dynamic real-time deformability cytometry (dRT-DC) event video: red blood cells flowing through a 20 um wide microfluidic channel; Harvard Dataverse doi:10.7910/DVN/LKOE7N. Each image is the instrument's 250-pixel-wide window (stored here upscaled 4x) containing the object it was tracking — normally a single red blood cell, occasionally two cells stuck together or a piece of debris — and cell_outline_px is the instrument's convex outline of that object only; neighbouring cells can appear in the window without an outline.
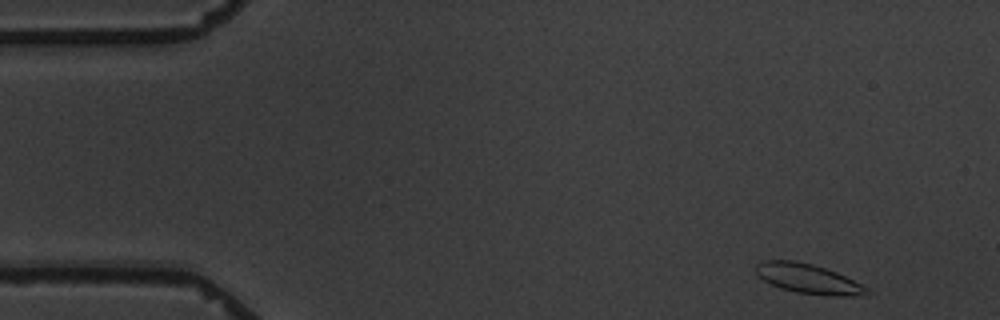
{"species": "common noctule bat (a hibernating species)", "species_latin": "Nyctalus noctula", "temperature_condition": "warm", "stored_images_in_passage": 3, "camera_frame_rate_fps": 3000, "um_per_image_px": 0.085, "animal": {"sex": "male", "body_mass_g": 19.5, "forearm_length_mm": 54.6}, "frame": {"image": 1, "passage_image": 1, "time_ms": 0.0, "image_size_px": [1000, 320], "cell_outline_px": [[872, 292], [864, 296], [832, 296], [796, 292], [780, 288], [764, 280], [756, 272], [756, 264], [764, 260], [796, 260], [812, 264], [836, 272], [868, 288]], "centroid_in_image_um": [68.72, 23.7], "position_along_channel_um": 16.3, "area_um2": 19.07}}